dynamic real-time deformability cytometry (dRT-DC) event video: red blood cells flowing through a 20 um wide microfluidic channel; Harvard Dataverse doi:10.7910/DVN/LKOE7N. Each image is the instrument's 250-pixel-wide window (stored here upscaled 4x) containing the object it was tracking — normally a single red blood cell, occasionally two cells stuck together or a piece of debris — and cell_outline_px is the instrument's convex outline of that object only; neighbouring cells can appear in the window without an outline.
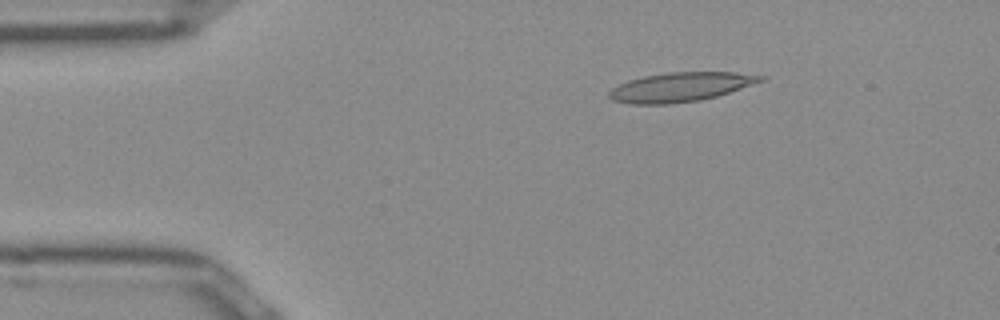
{"species": "Egyptian fruit bat (a non-hibernating species)", "species_latin": "Rousettus aegyptiacus", "temperature_condition": "room temperature", "stored_images_in_passage": 43, "camera_frame_rate_fps": 3000, "um_per_image_px": 0.085, "frame": {"image": 1, "passage_image": 1, "time_ms": 0.0, "image_size_px": [1000, 320], "cell_outline_px": [[764, 80], [716, 96], [700, 100], [664, 104], [628, 104], [612, 100], [608, 96], [608, 92], [612, 88], [628, 80], [644, 76], [668, 72], [736, 72], [764, 76]], "centroid_in_image_um": [57.78, 7.39], "position_along_channel_um": 27.2, "area_um2": 25.55}}
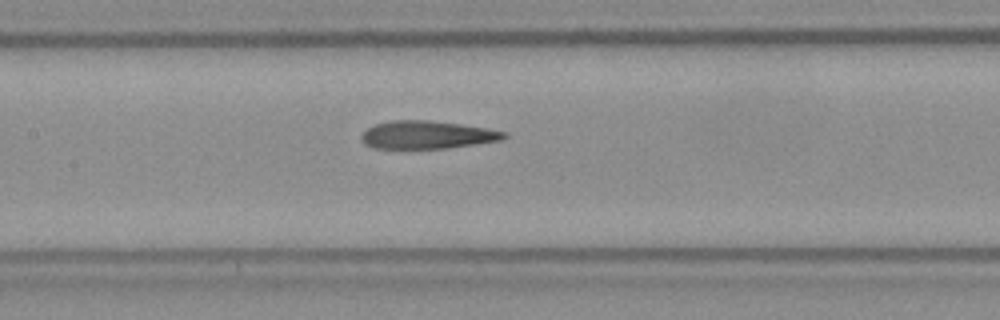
{"frame": {"image": 2, "passage_image": 16, "time_ms": 5.0, "image_size_px": [1000, 320], "cell_outline_px": [[508, 136], [500, 140], [448, 148], [372, 148], [364, 144], [360, 136], [368, 128], [376, 124], [392, 120], [428, 120], [460, 124], [488, 128], [508, 132]], "centroid_in_image_um": [36.31, 11.46], "position_along_channel_um": 171.1, "area_um2": 23.12}}
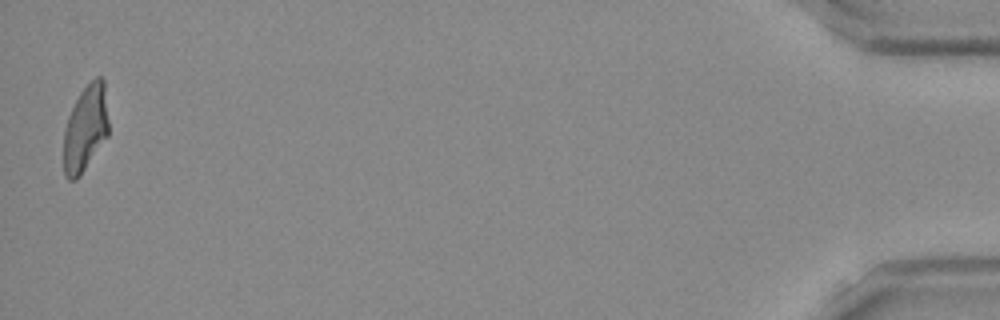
{"frame": {"image": 3, "passage_image": 43, "time_ms": 14.0, "image_size_px": [1000, 320], "cell_outline_px": [[108, 136], [80, 176], [76, 180], [68, 180], [64, 176], [64, 132], [68, 116], [80, 92], [96, 76], [100, 76], [104, 80], [108, 120]], "centroid_in_image_um": [7.27, 10.93], "position_along_channel_um": 427.9, "area_um2": 22.6}, "authors_computed_cell_mechanics": {"area_um2": 23.9292, "velocity_mm_per_s": 3.9498, "shape_relaxation_time_tau1_ms": 7.9174, "shape_relaxation_time_tau2_ms": 2.2527, "deformation_change_tau1": 0.2563, "deformation_change_tau2": 0.1305}}